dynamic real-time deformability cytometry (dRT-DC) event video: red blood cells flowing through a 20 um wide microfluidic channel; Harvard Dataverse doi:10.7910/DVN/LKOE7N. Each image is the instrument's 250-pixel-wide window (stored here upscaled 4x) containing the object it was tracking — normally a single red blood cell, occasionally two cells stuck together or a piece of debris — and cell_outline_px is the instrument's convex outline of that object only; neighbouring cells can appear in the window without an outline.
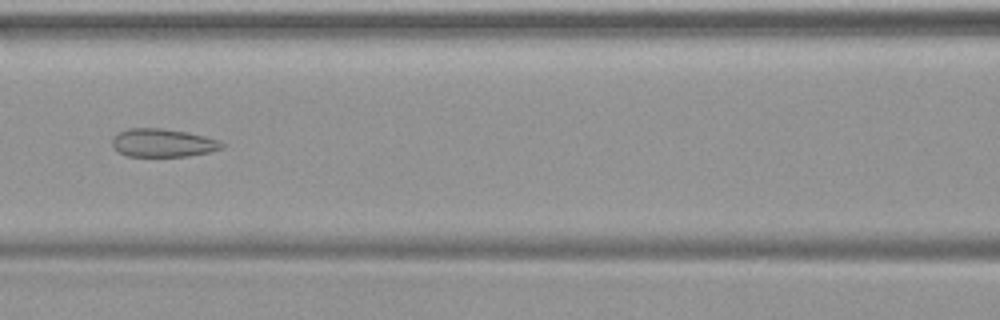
{"species": "common noctule bat (a hibernating species)", "species_latin": "Nyctalus noctula", "temperature_condition": "warm", "stored_images_in_passage": 49, "camera_frame_rate_fps": 3000, "um_per_image_px": 0.085, "animal": {"sex": "female", "body_mass_g": 19.9}, "frame": {"image": 1, "passage_image": 22, "time_ms": 7.0, "image_size_px": [1000, 320], "cell_outline_px": [[228, 144], [224, 148], [212, 152], [188, 156], [128, 156], [112, 148], [112, 136], [128, 128], [160, 128], [188, 132], [220, 140]], "centroid_in_image_um": [13.89, 12.14], "position_along_channel_um": 152.7, "area_um2": 18.32}}
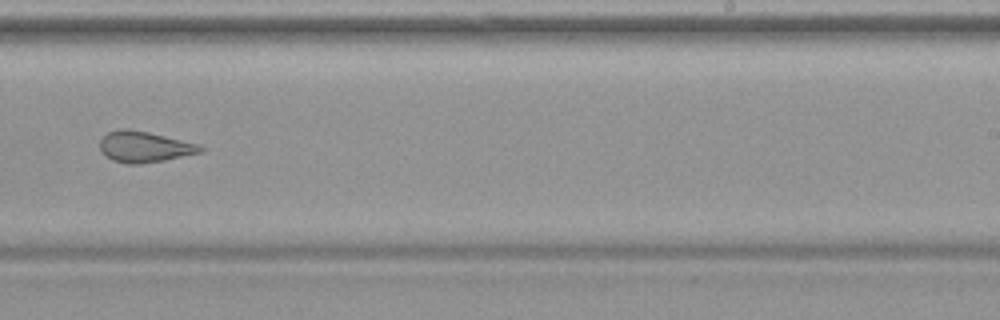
{"frame": {"image": 2, "passage_image": 31, "time_ms": 10.0, "image_size_px": [1000, 320], "cell_outline_px": [[204, 152], [164, 160], [140, 164], [128, 164], [112, 160], [104, 156], [100, 152], [100, 140], [108, 132], [120, 128], [128, 128], [148, 132], [200, 144], [204, 148]], "centroid_in_image_um": [12.27, 12.48], "position_along_channel_um": 276.7, "area_um2": 18.32}}
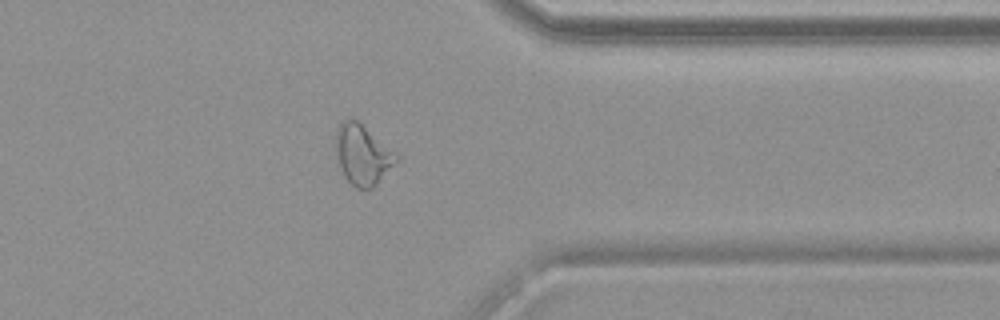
{"frame": {"image": 3, "passage_image": 39, "time_ms": 12.667, "image_size_px": [1000, 320], "cell_outline_px": [[400, 160], [372, 188], [356, 188], [344, 176], [340, 164], [336, 148], [336, 132], [340, 124], [344, 120], [352, 116], [396, 152], [400, 156]], "centroid_in_image_um": [30.86, 13.13], "position_along_channel_um": 380.5, "area_um2": 21.04}}